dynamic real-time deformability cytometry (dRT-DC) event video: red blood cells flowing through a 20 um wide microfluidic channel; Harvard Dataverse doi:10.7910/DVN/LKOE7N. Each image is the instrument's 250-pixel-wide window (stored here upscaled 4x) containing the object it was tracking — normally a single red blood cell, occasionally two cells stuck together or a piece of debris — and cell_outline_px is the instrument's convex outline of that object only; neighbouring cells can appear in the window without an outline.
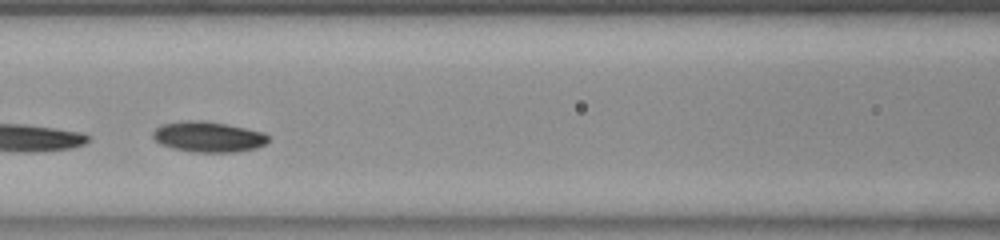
{"species": "common noctule bat (a hibernating species)", "species_latin": "Nyctalus noctula", "temperature_condition": "room temperature", "stored_images_in_passage": 41, "camera_frame_rate_fps": 3000, "um_per_image_px": 0.085, "animal": {"sex": "female", "body_mass_g": 23.0, "forearm_length_mm": 53.4}, "frame": {"image": 1, "passage_image": 12, "time_ms": 3.667, "image_size_px": [1000, 240], "cell_outline_px": [[268, 140], [264, 144], [256, 148], [236, 152], [196, 152], [176, 148], [160, 144], [152, 136], [152, 132], [160, 124], [184, 120], [200, 120], [224, 124], [264, 132], [268, 136]], "centroid_in_image_um": [17.68, 11.62], "position_along_channel_um": 148.9, "area_um2": 20.35}}